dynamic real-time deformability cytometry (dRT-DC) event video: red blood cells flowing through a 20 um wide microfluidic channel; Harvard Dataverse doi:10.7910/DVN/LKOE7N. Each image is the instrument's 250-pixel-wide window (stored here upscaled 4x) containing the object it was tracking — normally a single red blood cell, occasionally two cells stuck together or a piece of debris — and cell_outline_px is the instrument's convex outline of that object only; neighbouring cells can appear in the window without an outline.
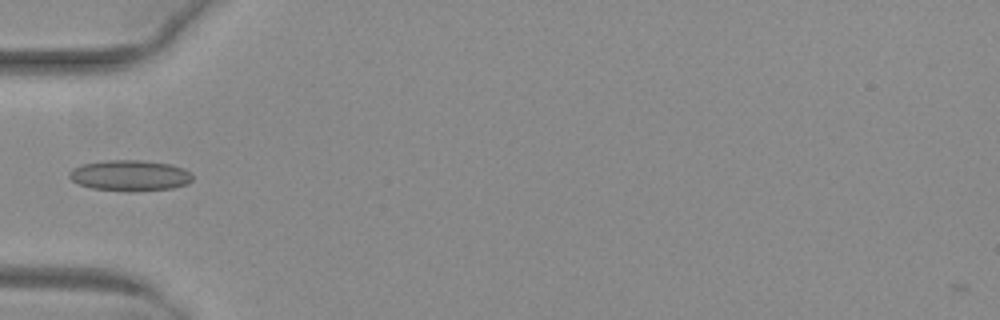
{"species": "common noctule bat (a hibernating species)", "species_latin": "Nyctalus noctula", "temperature_condition": "warm", "stored_images_in_passage": 34, "camera_frame_rate_fps": 3000, "um_per_image_px": 0.085, "animal": {"sex": "female", "body_mass_g": 29.2, "forearm_length_mm": 56.3}, "frame": {"image": 1, "passage_image": 1, "time_ms": 0.0, "image_size_px": [1000, 320], "cell_outline_px": [[192, 180], [188, 184], [172, 188], [136, 192], [132, 192], [92, 188], [80, 184], [72, 180], [68, 176], [68, 172], [72, 168], [80, 164], [108, 160], [140, 160], [168, 164], [184, 168], [192, 172]], "centroid_in_image_um": [11.05, 14.92], "position_along_channel_um": 74.0, "area_um2": 22.37}}
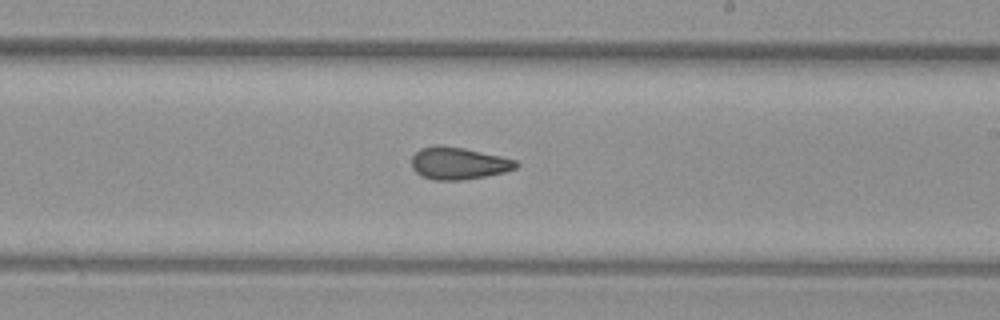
{"frame": {"image": 2, "passage_image": 14, "time_ms": 4.333, "image_size_px": [1000, 320], "cell_outline_px": [[520, 164], [516, 168], [504, 172], [488, 176], [464, 180], [432, 180], [420, 176], [412, 168], [412, 156], [420, 148], [440, 144], [464, 148], [500, 156], [516, 160]], "centroid_in_image_um": [38.96, 13.88], "position_along_channel_um": 250.0, "area_um2": 19.83}}
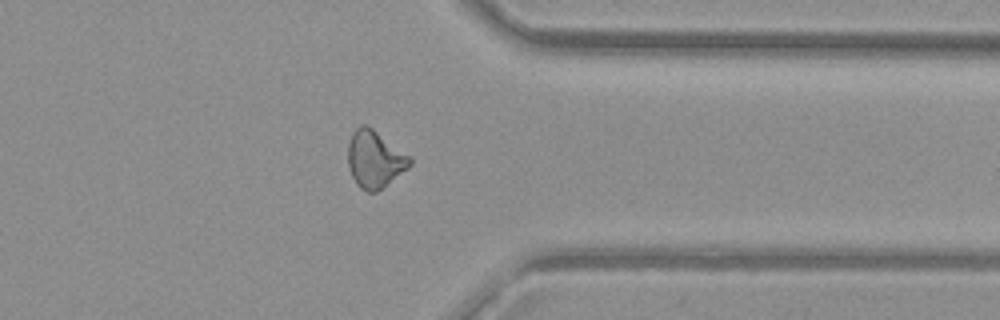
{"frame": {"image": 3, "passage_image": 24, "time_ms": 7.667, "image_size_px": [1000, 320], "cell_outline_px": [[412, 164], [408, 168], [376, 192], [368, 192], [360, 188], [356, 184], [348, 168], [348, 144], [352, 132], [360, 124], [364, 124], [372, 128], [408, 156], [412, 160]], "centroid_in_image_um": [31.81, 13.54], "position_along_channel_um": 379.6, "area_um2": 20.29}, "authors_computed_cell_mechanics": {"area_um2": 19.652, "velocity_mm_per_s": 4.0547, "shape_relaxation_time_tau1_ms": null, "shape_relaxation_time_tau2_ms": 2.3285, "deformation_change_tau1": null, "deformation_change_tau2": 0.0877}}